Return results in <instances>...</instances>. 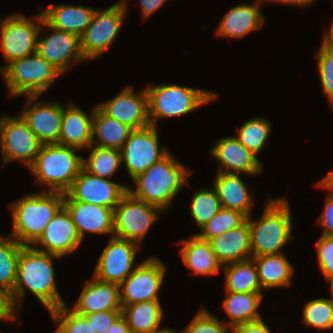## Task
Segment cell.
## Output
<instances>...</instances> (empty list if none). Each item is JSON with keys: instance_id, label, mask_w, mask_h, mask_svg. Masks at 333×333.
Segmentation results:
<instances>
[{"instance_id": "obj_55", "label": "cell", "mask_w": 333, "mask_h": 333, "mask_svg": "<svg viewBox=\"0 0 333 333\" xmlns=\"http://www.w3.org/2000/svg\"><path fill=\"white\" fill-rule=\"evenodd\" d=\"M160 333H183V332H175L173 329L171 330V329L167 328V329H165L164 331H162Z\"/></svg>"}, {"instance_id": "obj_22", "label": "cell", "mask_w": 333, "mask_h": 333, "mask_svg": "<svg viewBox=\"0 0 333 333\" xmlns=\"http://www.w3.org/2000/svg\"><path fill=\"white\" fill-rule=\"evenodd\" d=\"M70 309L77 314L122 309L120 287L116 283L103 282L93 276L82 289L74 307Z\"/></svg>"}, {"instance_id": "obj_46", "label": "cell", "mask_w": 333, "mask_h": 333, "mask_svg": "<svg viewBox=\"0 0 333 333\" xmlns=\"http://www.w3.org/2000/svg\"><path fill=\"white\" fill-rule=\"evenodd\" d=\"M269 326L264 323L263 318L253 322L237 325L231 329L232 333H271Z\"/></svg>"}, {"instance_id": "obj_54", "label": "cell", "mask_w": 333, "mask_h": 333, "mask_svg": "<svg viewBox=\"0 0 333 333\" xmlns=\"http://www.w3.org/2000/svg\"><path fill=\"white\" fill-rule=\"evenodd\" d=\"M329 282H330V291H331V294H332V299H330V300L333 303V279L329 280Z\"/></svg>"}, {"instance_id": "obj_48", "label": "cell", "mask_w": 333, "mask_h": 333, "mask_svg": "<svg viewBox=\"0 0 333 333\" xmlns=\"http://www.w3.org/2000/svg\"><path fill=\"white\" fill-rule=\"evenodd\" d=\"M167 0H139L142 12V19L148 18L155 11L159 10Z\"/></svg>"}, {"instance_id": "obj_26", "label": "cell", "mask_w": 333, "mask_h": 333, "mask_svg": "<svg viewBox=\"0 0 333 333\" xmlns=\"http://www.w3.org/2000/svg\"><path fill=\"white\" fill-rule=\"evenodd\" d=\"M96 9L82 5H50L42 11L44 20L53 28L81 36L92 21Z\"/></svg>"}, {"instance_id": "obj_9", "label": "cell", "mask_w": 333, "mask_h": 333, "mask_svg": "<svg viewBox=\"0 0 333 333\" xmlns=\"http://www.w3.org/2000/svg\"><path fill=\"white\" fill-rule=\"evenodd\" d=\"M127 0H121L106 10L96 9L92 21L80 36V47L85 59L103 55L114 42L126 15Z\"/></svg>"}, {"instance_id": "obj_20", "label": "cell", "mask_w": 333, "mask_h": 333, "mask_svg": "<svg viewBox=\"0 0 333 333\" xmlns=\"http://www.w3.org/2000/svg\"><path fill=\"white\" fill-rule=\"evenodd\" d=\"M81 243L82 239L77 232L76 226L63 206L34 244L39 247L43 245L44 249L33 247L39 251L62 257L74 252Z\"/></svg>"}, {"instance_id": "obj_33", "label": "cell", "mask_w": 333, "mask_h": 333, "mask_svg": "<svg viewBox=\"0 0 333 333\" xmlns=\"http://www.w3.org/2000/svg\"><path fill=\"white\" fill-rule=\"evenodd\" d=\"M222 269L225 273V289L223 291L262 292L253 258L224 265Z\"/></svg>"}, {"instance_id": "obj_12", "label": "cell", "mask_w": 333, "mask_h": 333, "mask_svg": "<svg viewBox=\"0 0 333 333\" xmlns=\"http://www.w3.org/2000/svg\"><path fill=\"white\" fill-rule=\"evenodd\" d=\"M135 266L133 272L119 285L122 306L159 300L158 292L165 277V264L158 257L152 256Z\"/></svg>"}, {"instance_id": "obj_37", "label": "cell", "mask_w": 333, "mask_h": 333, "mask_svg": "<svg viewBox=\"0 0 333 333\" xmlns=\"http://www.w3.org/2000/svg\"><path fill=\"white\" fill-rule=\"evenodd\" d=\"M221 209L222 205L215 188L199 189L192 196L190 214L199 228L211 220Z\"/></svg>"}, {"instance_id": "obj_2", "label": "cell", "mask_w": 333, "mask_h": 333, "mask_svg": "<svg viewBox=\"0 0 333 333\" xmlns=\"http://www.w3.org/2000/svg\"><path fill=\"white\" fill-rule=\"evenodd\" d=\"M190 172L168 152L163 158L140 173L133 182L135 191L128 186V192L135 198L155 205L163 211L169 208L178 192L188 184Z\"/></svg>"}, {"instance_id": "obj_19", "label": "cell", "mask_w": 333, "mask_h": 333, "mask_svg": "<svg viewBox=\"0 0 333 333\" xmlns=\"http://www.w3.org/2000/svg\"><path fill=\"white\" fill-rule=\"evenodd\" d=\"M210 154L219 162L217 172L245 173L254 176L263 171V164L236 136L221 138L210 149Z\"/></svg>"}, {"instance_id": "obj_41", "label": "cell", "mask_w": 333, "mask_h": 333, "mask_svg": "<svg viewBox=\"0 0 333 333\" xmlns=\"http://www.w3.org/2000/svg\"><path fill=\"white\" fill-rule=\"evenodd\" d=\"M228 329L231 328L225 321L221 322L217 317L210 314V311L202 308L183 330V333H229Z\"/></svg>"}, {"instance_id": "obj_43", "label": "cell", "mask_w": 333, "mask_h": 333, "mask_svg": "<svg viewBox=\"0 0 333 333\" xmlns=\"http://www.w3.org/2000/svg\"><path fill=\"white\" fill-rule=\"evenodd\" d=\"M318 264L327 281L333 279V236L321 235L315 244Z\"/></svg>"}, {"instance_id": "obj_45", "label": "cell", "mask_w": 333, "mask_h": 333, "mask_svg": "<svg viewBox=\"0 0 333 333\" xmlns=\"http://www.w3.org/2000/svg\"><path fill=\"white\" fill-rule=\"evenodd\" d=\"M318 223L324 229L322 235L333 236V194L330 192Z\"/></svg>"}, {"instance_id": "obj_35", "label": "cell", "mask_w": 333, "mask_h": 333, "mask_svg": "<svg viewBox=\"0 0 333 333\" xmlns=\"http://www.w3.org/2000/svg\"><path fill=\"white\" fill-rule=\"evenodd\" d=\"M94 146L88 147L90 155L88 159L83 158V168L92 175L109 179L121 166V151L116 148Z\"/></svg>"}, {"instance_id": "obj_49", "label": "cell", "mask_w": 333, "mask_h": 333, "mask_svg": "<svg viewBox=\"0 0 333 333\" xmlns=\"http://www.w3.org/2000/svg\"><path fill=\"white\" fill-rule=\"evenodd\" d=\"M106 333H131L127 325L126 319L121 315L115 322L109 327Z\"/></svg>"}, {"instance_id": "obj_3", "label": "cell", "mask_w": 333, "mask_h": 333, "mask_svg": "<svg viewBox=\"0 0 333 333\" xmlns=\"http://www.w3.org/2000/svg\"><path fill=\"white\" fill-rule=\"evenodd\" d=\"M64 193L45 190L21 197L10 205L12 235L22 246H32L63 207Z\"/></svg>"}, {"instance_id": "obj_27", "label": "cell", "mask_w": 333, "mask_h": 333, "mask_svg": "<svg viewBox=\"0 0 333 333\" xmlns=\"http://www.w3.org/2000/svg\"><path fill=\"white\" fill-rule=\"evenodd\" d=\"M235 173L217 172L214 186L222 208L237 210L247 217L252 215L253 199L244 181Z\"/></svg>"}, {"instance_id": "obj_39", "label": "cell", "mask_w": 333, "mask_h": 333, "mask_svg": "<svg viewBox=\"0 0 333 333\" xmlns=\"http://www.w3.org/2000/svg\"><path fill=\"white\" fill-rule=\"evenodd\" d=\"M302 314V324L319 330L333 328V303L330 299L318 298L308 301L303 308Z\"/></svg>"}, {"instance_id": "obj_11", "label": "cell", "mask_w": 333, "mask_h": 333, "mask_svg": "<svg viewBox=\"0 0 333 333\" xmlns=\"http://www.w3.org/2000/svg\"><path fill=\"white\" fill-rule=\"evenodd\" d=\"M0 143L3 165L19 160L27 168L34 163L43 146L20 114L0 118Z\"/></svg>"}, {"instance_id": "obj_28", "label": "cell", "mask_w": 333, "mask_h": 333, "mask_svg": "<svg viewBox=\"0 0 333 333\" xmlns=\"http://www.w3.org/2000/svg\"><path fill=\"white\" fill-rule=\"evenodd\" d=\"M178 244L183 246L180 249L182 260L193 271V274L208 276L220 272L222 265L217 260L207 240L201 239L194 234L187 240H180Z\"/></svg>"}, {"instance_id": "obj_31", "label": "cell", "mask_w": 333, "mask_h": 333, "mask_svg": "<svg viewBox=\"0 0 333 333\" xmlns=\"http://www.w3.org/2000/svg\"><path fill=\"white\" fill-rule=\"evenodd\" d=\"M226 298L223 300V307L226 311L229 321L225 323L232 329L233 327L262 319L257 312L263 292H245L235 293L225 291Z\"/></svg>"}, {"instance_id": "obj_53", "label": "cell", "mask_w": 333, "mask_h": 333, "mask_svg": "<svg viewBox=\"0 0 333 333\" xmlns=\"http://www.w3.org/2000/svg\"><path fill=\"white\" fill-rule=\"evenodd\" d=\"M265 2H274V3H285V4H291V0H263Z\"/></svg>"}, {"instance_id": "obj_47", "label": "cell", "mask_w": 333, "mask_h": 333, "mask_svg": "<svg viewBox=\"0 0 333 333\" xmlns=\"http://www.w3.org/2000/svg\"><path fill=\"white\" fill-rule=\"evenodd\" d=\"M16 318L9 295L0 288V320L13 321Z\"/></svg>"}, {"instance_id": "obj_30", "label": "cell", "mask_w": 333, "mask_h": 333, "mask_svg": "<svg viewBox=\"0 0 333 333\" xmlns=\"http://www.w3.org/2000/svg\"><path fill=\"white\" fill-rule=\"evenodd\" d=\"M252 258L262 290L291 285V277L295 270L283 253Z\"/></svg>"}, {"instance_id": "obj_21", "label": "cell", "mask_w": 333, "mask_h": 333, "mask_svg": "<svg viewBox=\"0 0 333 333\" xmlns=\"http://www.w3.org/2000/svg\"><path fill=\"white\" fill-rule=\"evenodd\" d=\"M63 206L82 241L87 232L114 236V209L75 200H63Z\"/></svg>"}, {"instance_id": "obj_7", "label": "cell", "mask_w": 333, "mask_h": 333, "mask_svg": "<svg viewBox=\"0 0 333 333\" xmlns=\"http://www.w3.org/2000/svg\"><path fill=\"white\" fill-rule=\"evenodd\" d=\"M10 95H39L62 73L37 52L0 67Z\"/></svg>"}, {"instance_id": "obj_24", "label": "cell", "mask_w": 333, "mask_h": 333, "mask_svg": "<svg viewBox=\"0 0 333 333\" xmlns=\"http://www.w3.org/2000/svg\"><path fill=\"white\" fill-rule=\"evenodd\" d=\"M93 110L94 107L89 116L73 103L66 108L62 104V123L58 144L80 150L92 145Z\"/></svg>"}, {"instance_id": "obj_51", "label": "cell", "mask_w": 333, "mask_h": 333, "mask_svg": "<svg viewBox=\"0 0 333 333\" xmlns=\"http://www.w3.org/2000/svg\"><path fill=\"white\" fill-rule=\"evenodd\" d=\"M317 186H320L321 188H325L326 190H329V192L333 194V170L330 171L327 176L322 178L317 183Z\"/></svg>"}, {"instance_id": "obj_10", "label": "cell", "mask_w": 333, "mask_h": 333, "mask_svg": "<svg viewBox=\"0 0 333 333\" xmlns=\"http://www.w3.org/2000/svg\"><path fill=\"white\" fill-rule=\"evenodd\" d=\"M161 208L127 192L114 208V237L140 243L158 218Z\"/></svg>"}, {"instance_id": "obj_16", "label": "cell", "mask_w": 333, "mask_h": 333, "mask_svg": "<svg viewBox=\"0 0 333 333\" xmlns=\"http://www.w3.org/2000/svg\"><path fill=\"white\" fill-rule=\"evenodd\" d=\"M42 27L49 28L51 33L43 37L40 29L36 52L55 66L62 74L67 72L73 62L86 60L81 51L79 36L55 29L44 19Z\"/></svg>"}, {"instance_id": "obj_6", "label": "cell", "mask_w": 333, "mask_h": 333, "mask_svg": "<svg viewBox=\"0 0 333 333\" xmlns=\"http://www.w3.org/2000/svg\"><path fill=\"white\" fill-rule=\"evenodd\" d=\"M146 89L148 96V117L150 124L157 126L159 118L178 117L200 108L205 103L216 100L212 91L191 87L160 84L150 85Z\"/></svg>"}, {"instance_id": "obj_32", "label": "cell", "mask_w": 333, "mask_h": 333, "mask_svg": "<svg viewBox=\"0 0 333 333\" xmlns=\"http://www.w3.org/2000/svg\"><path fill=\"white\" fill-rule=\"evenodd\" d=\"M132 131L131 127L109 117L98 106L94 107L92 145L120 150Z\"/></svg>"}, {"instance_id": "obj_14", "label": "cell", "mask_w": 333, "mask_h": 333, "mask_svg": "<svg viewBox=\"0 0 333 333\" xmlns=\"http://www.w3.org/2000/svg\"><path fill=\"white\" fill-rule=\"evenodd\" d=\"M127 192L128 186L92 175L82 168L71 187L64 193V200L93 203L114 209Z\"/></svg>"}, {"instance_id": "obj_25", "label": "cell", "mask_w": 333, "mask_h": 333, "mask_svg": "<svg viewBox=\"0 0 333 333\" xmlns=\"http://www.w3.org/2000/svg\"><path fill=\"white\" fill-rule=\"evenodd\" d=\"M208 242L222 266L252 258L248 219Z\"/></svg>"}, {"instance_id": "obj_50", "label": "cell", "mask_w": 333, "mask_h": 333, "mask_svg": "<svg viewBox=\"0 0 333 333\" xmlns=\"http://www.w3.org/2000/svg\"><path fill=\"white\" fill-rule=\"evenodd\" d=\"M327 49L333 51V20L331 22L330 28L324 33L323 40L321 43Z\"/></svg>"}, {"instance_id": "obj_38", "label": "cell", "mask_w": 333, "mask_h": 333, "mask_svg": "<svg viewBox=\"0 0 333 333\" xmlns=\"http://www.w3.org/2000/svg\"><path fill=\"white\" fill-rule=\"evenodd\" d=\"M247 220V216L237 210L222 208L211 220L200 228L199 238L209 241L226 231L237 228Z\"/></svg>"}, {"instance_id": "obj_52", "label": "cell", "mask_w": 333, "mask_h": 333, "mask_svg": "<svg viewBox=\"0 0 333 333\" xmlns=\"http://www.w3.org/2000/svg\"><path fill=\"white\" fill-rule=\"evenodd\" d=\"M314 1L316 0H291V5H298V7L300 6H306V5H310V3L312 4ZM300 5V6H299Z\"/></svg>"}, {"instance_id": "obj_40", "label": "cell", "mask_w": 333, "mask_h": 333, "mask_svg": "<svg viewBox=\"0 0 333 333\" xmlns=\"http://www.w3.org/2000/svg\"><path fill=\"white\" fill-rule=\"evenodd\" d=\"M57 329L54 333H95L91 323L80 314L75 313L70 307L61 305L50 311Z\"/></svg>"}, {"instance_id": "obj_8", "label": "cell", "mask_w": 333, "mask_h": 333, "mask_svg": "<svg viewBox=\"0 0 333 333\" xmlns=\"http://www.w3.org/2000/svg\"><path fill=\"white\" fill-rule=\"evenodd\" d=\"M43 19L40 12L32 19L16 13L0 20V49L5 63L36 52Z\"/></svg>"}, {"instance_id": "obj_15", "label": "cell", "mask_w": 333, "mask_h": 333, "mask_svg": "<svg viewBox=\"0 0 333 333\" xmlns=\"http://www.w3.org/2000/svg\"><path fill=\"white\" fill-rule=\"evenodd\" d=\"M139 247L134 241L111 237L97 261L93 276L120 285L133 272Z\"/></svg>"}, {"instance_id": "obj_29", "label": "cell", "mask_w": 333, "mask_h": 333, "mask_svg": "<svg viewBox=\"0 0 333 333\" xmlns=\"http://www.w3.org/2000/svg\"><path fill=\"white\" fill-rule=\"evenodd\" d=\"M122 315L131 333H160L167 329L159 327L163 318L159 300L122 306Z\"/></svg>"}, {"instance_id": "obj_23", "label": "cell", "mask_w": 333, "mask_h": 333, "mask_svg": "<svg viewBox=\"0 0 333 333\" xmlns=\"http://www.w3.org/2000/svg\"><path fill=\"white\" fill-rule=\"evenodd\" d=\"M263 0H256L254 4H239L232 7L222 18L216 34L219 37L243 38L245 35L260 29L265 18L260 12Z\"/></svg>"}, {"instance_id": "obj_36", "label": "cell", "mask_w": 333, "mask_h": 333, "mask_svg": "<svg viewBox=\"0 0 333 333\" xmlns=\"http://www.w3.org/2000/svg\"><path fill=\"white\" fill-rule=\"evenodd\" d=\"M237 132L236 138L257 156L267 144L271 124L265 118L257 116L243 123Z\"/></svg>"}, {"instance_id": "obj_5", "label": "cell", "mask_w": 333, "mask_h": 333, "mask_svg": "<svg viewBox=\"0 0 333 333\" xmlns=\"http://www.w3.org/2000/svg\"><path fill=\"white\" fill-rule=\"evenodd\" d=\"M76 150L80 149L58 143L43 144L28 169L39 185L49 186L48 191L65 193L83 168V157Z\"/></svg>"}, {"instance_id": "obj_34", "label": "cell", "mask_w": 333, "mask_h": 333, "mask_svg": "<svg viewBox=\"0 0 333 333\" xmlns=\"http://www.w3.org/2000/svg\"><path fill=\"white\" fill-rule=\"evenodd\" d=\"M23 246L11 236H0V288L9 296L16 284L18 257Z\"/></svg>"}, {"instance_id": "obj_18", "label": "cell", "mask_w": 333, "mask_h": 333, "mask_svg": "<svg viewBox=\"0 0 333 333\" xmlns=\"http://www.w3.org/2000/svg\"><path fill=\"white\" fill-rule=\"evenodd\" d=\"M109 117L131 127L133 130L150 126L148 96L146 89L135 94L132 87H125L118 95L97 105Z\"/></svg>"}, {"instance_id": "obj_44", "label": "cell", "mask_w": 333, "mask_h": 333, "mask_svg": "<svg viewBox=\"0 0 333 333\" xmlns=\"http://www.w3.org/2000/svg\"><path fill=\"white\" fill-rule=\"evenodd\" d=\"M83 315L91 323L93 332L106 333L109 327L122 315V309H112Z\"/></svg>"}, {"instance_id": "obj_4", "label": "cell", "mask_w": 333, "mask_h": 333, "mask_svg": "<svg viewBox=\"0 0 333 333\" xmlns=\"http://www.w3.org/2000/svg\"><path fill=\"white\" fill-rule=\"evenodd\" d=\"M247 217L252 257L281 254L292 237V218L286 197L270 199L259 220Z\"/></svg>"}, {"instance_id": "obj_13", "label": "cell", "mask_w": 333, "mask_h": 333, "mask_svg": "<svg viewBox=\"0 0 333 333\" xmlns=\"http://www.w3.org/2000/svg\"><path fill=\"white\" fill-rule=\"evenodd\" d=\"M158 142L157 126L150 125L142 129H135L130 133L120 151L122 162L125 163L132 179L169 152L165 147L160 148Z\"/></svg>"}, {"instance_id": "obj_42", "label": "cell", "mask_w": 333, "mask_h": 333, "mask_svg": "<svg viewBox=\"0 0 333 333\" xmlns=\"http://www.w3.org/2000/svg\"><path fill=\"white\" fill-rule=\"evenodd\" d=\"M316 57L322 88L333 105V51L321 45Z\"/></svg>"}, {"instance_id": "obj_17", "label": "cell", "mask_w": 333, "mask_h": 333, "mask_svg": "<svg viewBox=\"0 0 333 333\" xmlns=\"http://www.w3.org/2000/svg\"><path fill=\"white\" fill-rule=\"evenodd\" d=\"M39 95H27L21 116L43 144L58 143L62 123V104L37 100Z\"/></svg>"}, {"instance_id": "obj_1", "label": "cell", "mask_w": 333, "mask_h": 333, "mask_svg": "<svg viewBox=\"0 0 333 333\" xmlns=\"http://www.w3.org/2000/svg\"><path fill=\"white\" fill-rule=\"evenodd\" d=\"M60 256L23 246L18 257L16 284L9 296L14 311H20L26 290L30 291L50 312L65 305L58 292L53 265ZM18 307V308H17Z\"/></svg>"}]
</instances>
